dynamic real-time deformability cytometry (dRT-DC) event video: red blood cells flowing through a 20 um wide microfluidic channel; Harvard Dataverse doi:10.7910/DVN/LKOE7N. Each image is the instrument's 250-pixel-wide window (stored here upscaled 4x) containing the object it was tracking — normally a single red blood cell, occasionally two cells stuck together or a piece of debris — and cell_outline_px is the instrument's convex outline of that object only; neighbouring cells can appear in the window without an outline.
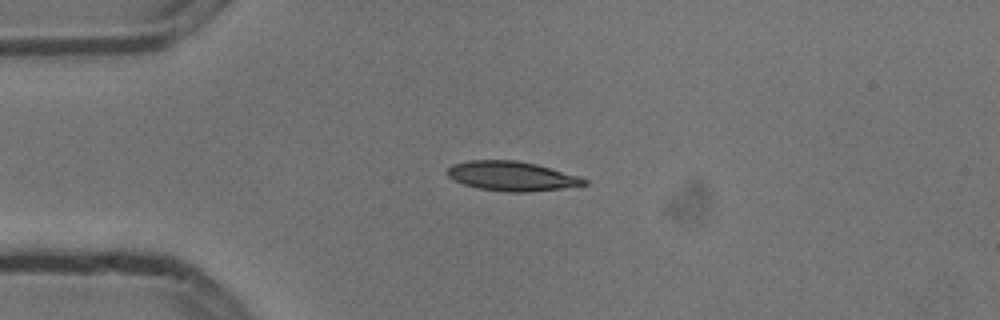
{"species": "common noctule bat (a hibernating species)", "species_latin": "Nyctalus noctula", "temperature_condition": "cold", "stored_images_in_passage": 6, "camera_frame_rate_fps": 3000, "um_per_image_px": 0.085, "animal": {"sex": "male", "body_mass_g": 13.3}, "frame": {"image": 1, "passage_image": 2, "time_ms": 0.333, "image_size_px": [1000, 320], "cell_outline_px": [[588, 184], [560, 188], [528, 192], [504, 192], [476, 188], [452, 180], [444, 172], [452, 164], [468, 160], [516, 160], [536, 164], [580, 176], [588, 180]], "centroid_in_image_um": [43.45, 14.97], "position_along_channel_um": 41.5, "area_um2": 23.7}}
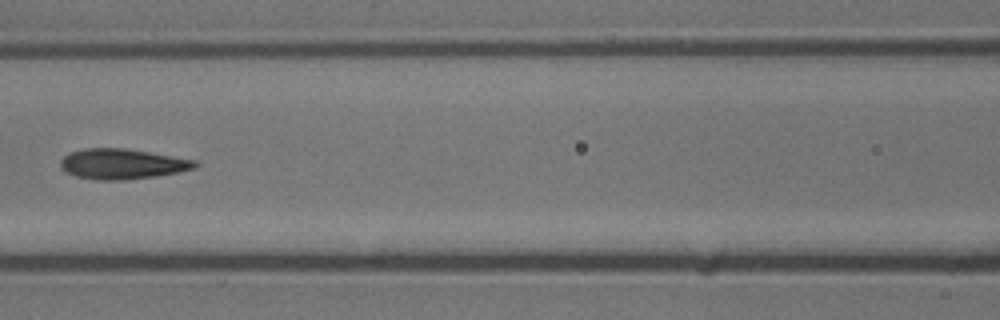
{"frame": {"image": 2, "passage_image": 5, "time_ms": 1.333, "image_size_px": [1000, 320], "cell_outline_px": [[200, 164], [196, 168], [180, 172], [156, 176], [124, 180], [96, 180], [76, 176], [64, 172], [60, 168], [60, 160], [68, 152], [84, 148], [124, 148], [196, 160]], "centroid_in_image_um": [10.37, 13.94], "position_along_channel_um": 156.2, "area_um2": 23.99}}
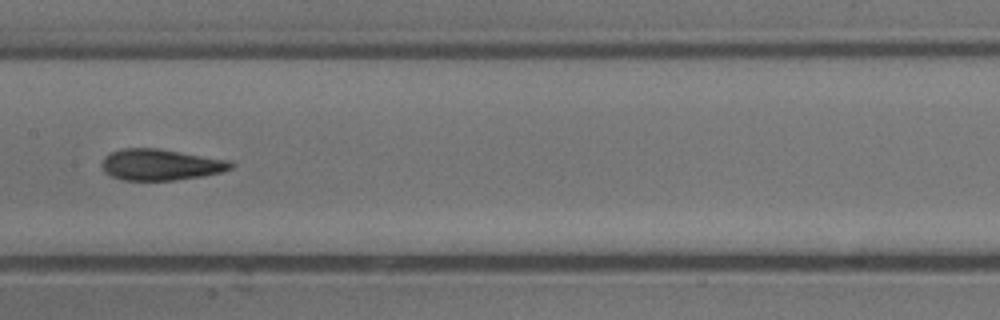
{"frame": {"image": 3, "passage_image": 6, "time_ms": 1.667, "image_size_px": [1000, 320], "cell_outline_px": [[236, 164], [232, 168], [220, 172], [204, 176], [176, 180], [124, 180], [112, 176], [104, 172], [100, 164], [104, 156], [112, 152], [124, 148], [160, 148], [232, 160]], "centroid_in_image_um": [13.69, 13.99], "position_along_channel_um": 193.7, "area_um2": 23.81}}